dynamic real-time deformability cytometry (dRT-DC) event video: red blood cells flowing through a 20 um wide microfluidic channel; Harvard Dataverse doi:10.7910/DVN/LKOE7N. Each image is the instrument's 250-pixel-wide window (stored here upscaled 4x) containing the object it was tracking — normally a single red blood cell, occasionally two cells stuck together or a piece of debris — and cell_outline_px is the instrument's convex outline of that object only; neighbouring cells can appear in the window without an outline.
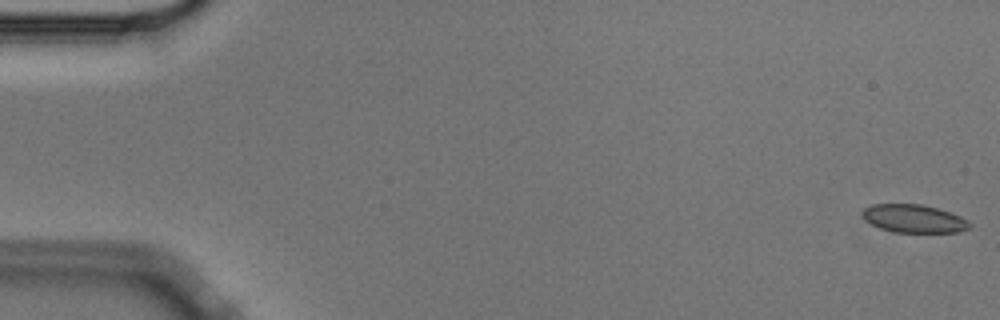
{"species": "Egyptian fruit bat (a non-hibernating species)", "species_latin": "Rousettus aegyptiacus", "temperature_condition": "cold", "stored_images_in_passage": 56, "camera_frame_rate_fps": 3000, "um_per_image_px": 0.085, "animal": {"sex": "male"}, "frame": {"image": 1, "passage_image": 1, "time_ms": 0.0, "image_size_px": [1000, 320], "cell_outline_px": [[972, 228], [960, 232], [892, 232], [880, 228], [864, 220], [860, 212], [864, 208], [872, 204], [920, 204], [936, 208], [960, 216], [968, 220], [972, 224]], "centroid_in_image_um": [77.67, 18.59], "position_along_channel_um": 7.3, "area_um2": 17.69}}
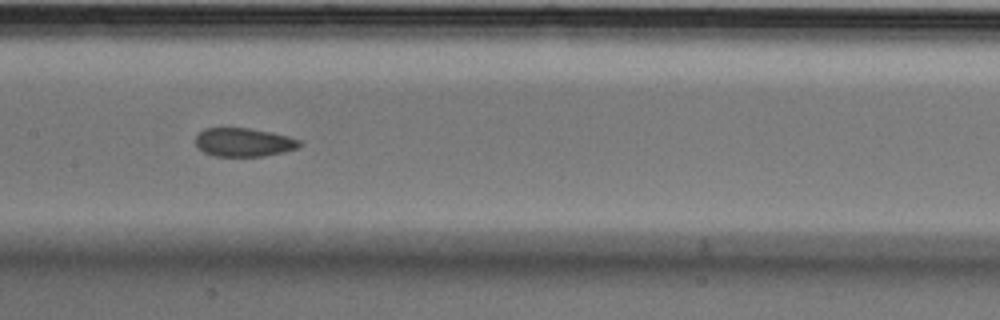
{"frame": {"image": 2, "passage_image": 28, "time_ms": 9.0, "image_size_px": [1000, 320], "cell_outline_px": [[300, 144], [296, 148], [284, 152], [264, 156], [216, 156], [204, 152], [196, 144], [196, 136], [204, 128], [248, 128], [272, 132], [288, 136], [300, 140]], "centroid_in_image_um": [20.72, 12.09], "position_along_channel_um": 186.7, "area_um2": 17.17}}
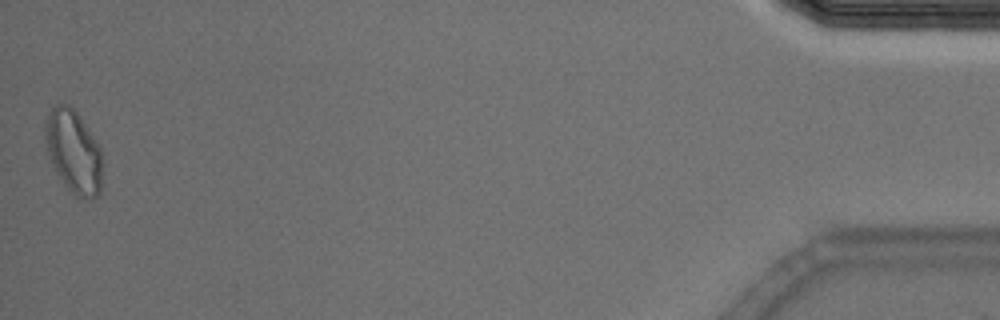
{"frame": {"image": 3, "passage_image": 56, "time_ms": 18.333, "image_size_px": [1000, 320], "cell_outline_px": [[100, 196], [84, 200], [80, 200], [64, 184], [56, 172], [52, 164], [48, 152], [44, 136], [44, 120], [52, 108], [56, 104], [68, 104], [76, 112], [100, 148]], "centroid_in_image_um": [6.21, 12.9], "position_along_channel_um": 429.0, "area_um2": 27.28}, "authors_computed_cell_mechanics": {"area_um2": 18.4382, "velocity_mm_per_s": 3.5723, "shape_relaxation_time_tau1_ms": null, "shape_relaxation_time_tau2_ms": 2.247, "deformation_change_tau1": null, "deformation_change_tau2": 0.0553}}